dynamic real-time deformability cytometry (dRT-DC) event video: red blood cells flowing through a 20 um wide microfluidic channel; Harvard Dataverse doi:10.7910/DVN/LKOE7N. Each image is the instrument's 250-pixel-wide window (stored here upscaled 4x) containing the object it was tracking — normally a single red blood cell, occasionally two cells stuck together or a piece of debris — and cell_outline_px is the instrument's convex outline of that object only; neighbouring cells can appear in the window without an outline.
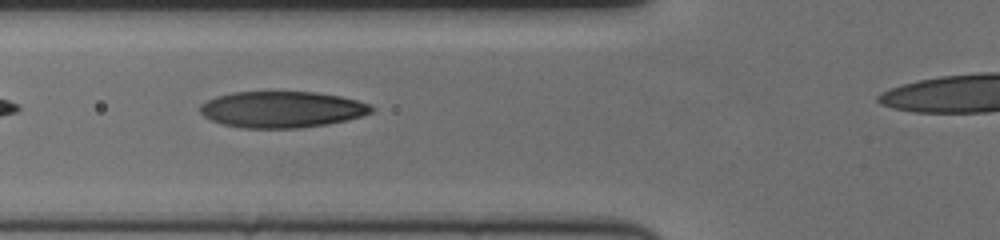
{"species": "human", "species_latin": "Homo sapiens", "temperature_condition": "cold", "stored_images_in_passage": 34, "camera_frame_rate_fps": 3000, "um_per_image_px": 0.085, "donor": {"sex": "female"}, "frame": {"image": 1, "passage_image": 4, "time_ms": 1.0, "image_size_px": [1000, 240], "cell_outline_px": [[376, 108], [372, 112], [348, 120], [328, 124], [300, 128], [240, 128], [220, 124], [204, 116], [200, 112], [200, 104], [216, 96], [232, 92], [316, 92], [340, 96], [356, 100], [368, 104]], "centroid_in_image_um": [23.94, 9.31], "position_along_channel_um": 101.9, "area_um2": 36.41}}
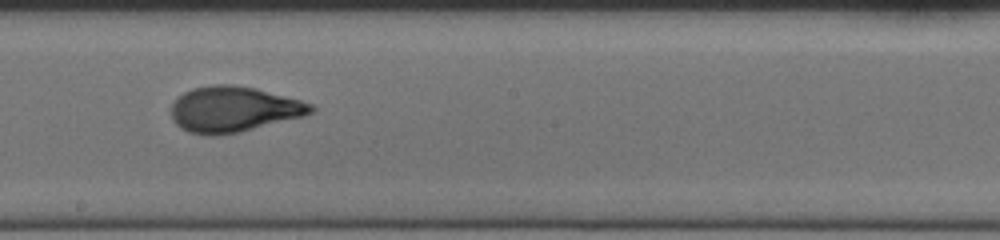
{"frame": {"image": 2, "passage_image": 15, "time_ms": 4.667, "image_size_px": [1000, 240], "cell_outline_px": [[316, 108], [312, 112], [304, 116], [240, 132], [216, 136], [208, 136], [188, 132], [180, 128], [172, 120], [172, 104], [176, 96], [192, 88], [212, 84], [232, 84], [256, 88], [300, 100], [312, 104]], "centroid_in_image_um": [19.82, 9.29], "position_along_channel_um": 228.4, "area_um2": 37.45}}
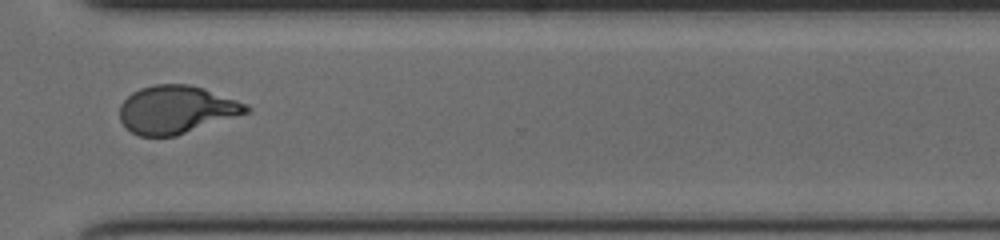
{"frame": {"image": 3, "passage_image": 26, "time_ms": 8.333, "image_size_px": [1000, 240], "cell_outline_px": [[252, 108], [248, 112], [176, 136], [140, 136], [124, 128], [120, 120], [120, 104], [132, 92], [140, 88], [156, 84], [188, 84], [204, 88], [248, 104]], "centroid_in_image_um": [14.97, 9.31], "position_along_channel_um": 355.6, "area_um2": 35.32}, "authors_computed_cell_mechanics": {"area_um2": 36.2695, "velocity_mm_per_s": 3.4624, "shape_relaxation_time_tau1_ms": 4.8592, "shape_relaxation_time_tau2_ms": 1.1241, "deformation_change_tau1": 0.2143, "deformation_change_tau2": 0.0707}}